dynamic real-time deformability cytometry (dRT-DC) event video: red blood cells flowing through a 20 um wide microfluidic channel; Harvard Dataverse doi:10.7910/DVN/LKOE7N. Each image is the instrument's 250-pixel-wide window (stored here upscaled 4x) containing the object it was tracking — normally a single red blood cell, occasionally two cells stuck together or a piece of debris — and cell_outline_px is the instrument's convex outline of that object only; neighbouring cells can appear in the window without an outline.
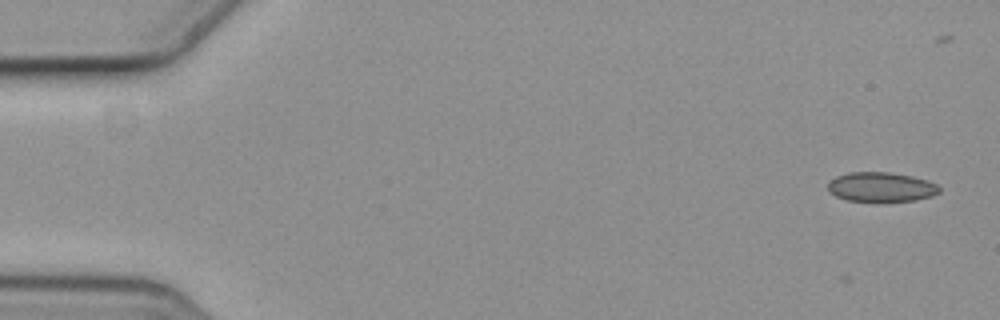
{"species": "common noctule bat (a hibernating species)", "species_latin": "Nyctalus noctula", "temperature_condition": "cold", "stored_images_in_passage": 6, "camera_frame_rate_fps": 3000, "um_per_image_px": 0.085, "animal": {"sex": "female", "body_mass_g": 19.3, "forearm_length_mm": 54.1}, "frame": {"image": 1, "passage_image": 2, "time_ms": 0.333, "image_size_px": [1000, 320], "cell_outline_px": [[940, 192], [932, 196], [916, 200], [848, 200], [836, 196], [828, 192], [828, 184], [836, 176], [848, 172], [888, 172], [912, 176], [928, 180], [936, 184], [940, 188]], "centroid_in_image_um": [74.9, 15.87], "position_along_channel_um": 10.1, "area_um2": 18.9}}